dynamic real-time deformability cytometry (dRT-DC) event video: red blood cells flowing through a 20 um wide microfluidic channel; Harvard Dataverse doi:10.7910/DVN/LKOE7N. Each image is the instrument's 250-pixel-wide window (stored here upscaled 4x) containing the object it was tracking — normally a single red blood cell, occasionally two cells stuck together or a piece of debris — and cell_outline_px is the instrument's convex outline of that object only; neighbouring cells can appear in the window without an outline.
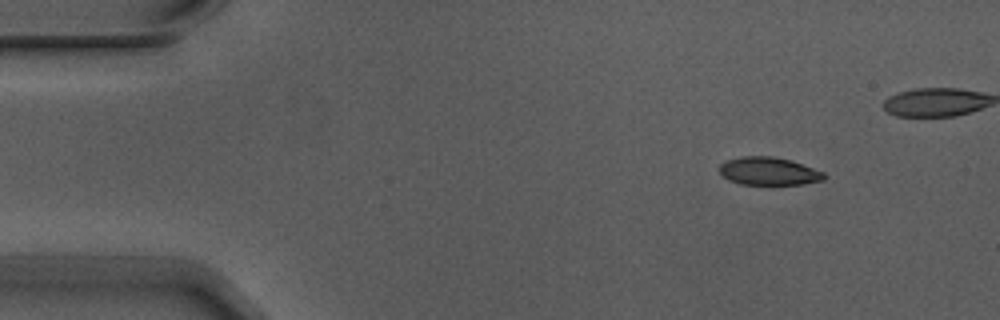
{"species": "Egyptian fruit bat (a non-hibernating species)", "species_latin": "Rousettus aegyptiacus", "temperature_condition": "warm", "stored_images_in_passage": 5, "camera_frame_rate_fps": 3000, "um_per_image_px": 0.085, "animal": {"sex": "male"}, "frame": {"image": 1, "passage_image": 1, "time_ms": 0.0, "image_size_px": [1000, 320], "cell_outline_px": [[824, 180], [800, 184], [740, 184], [728, 180], [720, 172], [720, 164], [728, 160], [744, 156], [772, 156], [792, 160], [824, 172]], "centroid_in_image_um": [65.35, 14.54], "position_along_channel_um": 19.7, "area_um2": 16.88}}